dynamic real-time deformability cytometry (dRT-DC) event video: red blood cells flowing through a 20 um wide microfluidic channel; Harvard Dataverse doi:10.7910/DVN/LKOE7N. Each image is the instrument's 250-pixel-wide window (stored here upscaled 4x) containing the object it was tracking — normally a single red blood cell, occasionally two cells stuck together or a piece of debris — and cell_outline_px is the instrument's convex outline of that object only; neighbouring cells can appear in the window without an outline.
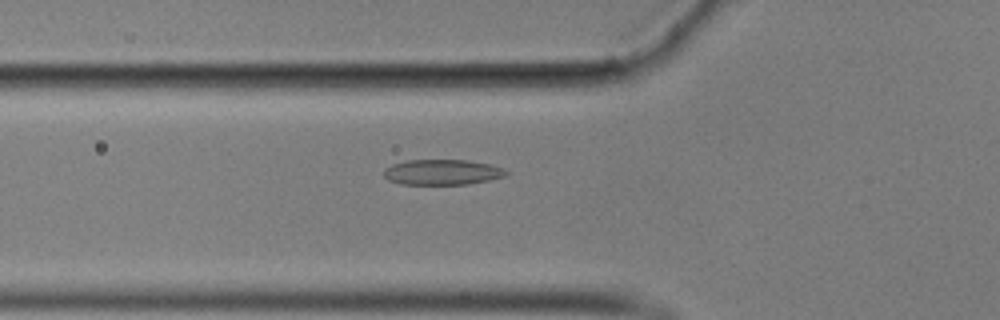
{"species": "common noctule bat (a hibernating species)", "species_latin": "Nyctalus noctula", "temperature_condition": "cold", "stored_images_in_passage": 57, "camera_frame_rate_fps": 3000, "um_per_image_px": 0.085, "animal": {"sex": "male", "body_mass_g": 17.9}, "frame": {"image": 1, "passage_image": 20, "time_ms": 6.333, "image_size_px": [1000, 320], "cell_outline_px": [[508, 176], [468, 184], [400, 184], [388, 180], [384, 176], [384, 168], [392, 164], [408, 160], [468, 160], [492, 164], [504, 168], [508, 172]], "centroid_in_image_um": [37.62, 14.63], "position_along_channel_um": 88.2, "area_um2": 18.26}}
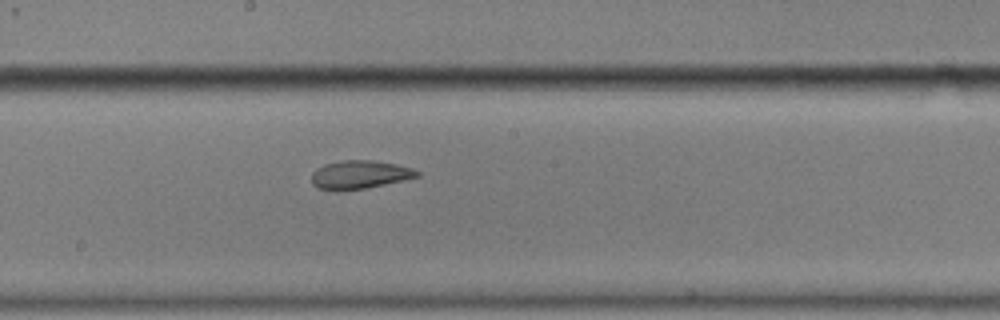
{"frame": {"image": 2, "passage_image": 31, "time_ms": 10.0, "image_size_px": [1000, 320], "cell_outline_px": [[420, 176], [404, 180], [364, 188], [316, 188], [312, 184], [312, 172], [316, 168], [324, 164], [340, 160], [372, 160], [396, 164], [412, 168], [420, 172]], "centroid_in_image_um": [30.59, 14.8], "position_along_channel_um": 217.6, "area_um2": 16.99}}
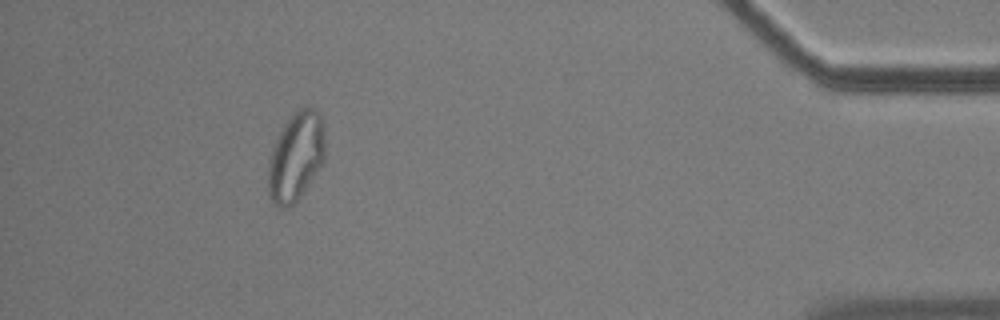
{"frame": {"image": 3, "passage_image": 52, "time_ms": 17.0, "image_size_px": [1000, 320], "cell_outline_px": [[324, 160], [300, 196], [292, 204], [284, 208], [280, 208], [272, 200], [268, 192], [268, 164], [272, 148], [284, 124], [300, 108], [316, 108], [320, 116], [324, 128]], "centroid_in_image_um": [25.14, 13.31], "position_along_channel_um": 410.1, "area_um2": 28.84}, "authors_computed_cell_mechanics": {"area_um2": 19.2474, "velocity_mm_per_s": 3.5136, "shape_relaxation_time_tau1_ms": null, "shape_relaxation_time_tau2_ms": 2.1958, "deformation_change_tau1": null, "deformation_change_tau2": 0.0533}}